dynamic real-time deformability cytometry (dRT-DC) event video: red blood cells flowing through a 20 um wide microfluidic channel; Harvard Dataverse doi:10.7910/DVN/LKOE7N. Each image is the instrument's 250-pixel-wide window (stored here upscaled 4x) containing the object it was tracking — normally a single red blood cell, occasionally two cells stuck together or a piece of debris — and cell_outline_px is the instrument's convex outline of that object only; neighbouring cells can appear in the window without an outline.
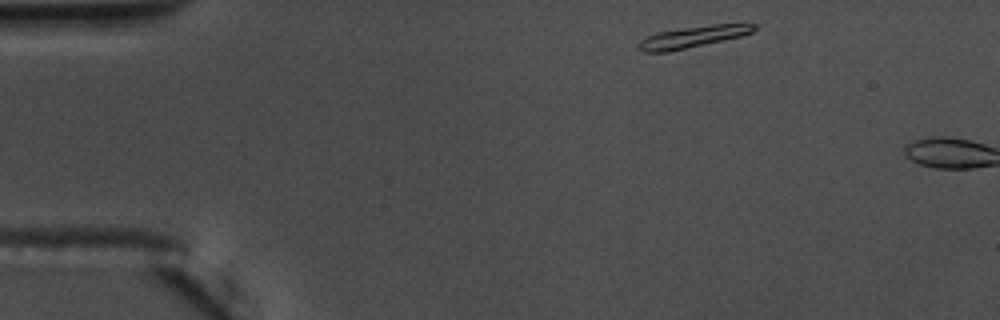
{"species": "common noctule bat (a hibernating species)", "species_latin": "Nyctalus noctula", "temperature_condition": "warm", "stored_images_in_passage": 3, "camera_frame_rate_fps": 3000, "um_per_image_px": 0.085, "animal": {"sex": "male", "body_mass_g": 17.5, "forearm_length_mm": 52.3}, "frame": {"image": 1, "passage_image": 1, "time_ms": 0.0, "image_size_px": [1000, 320], "cell_outline_px": [[756, 28], [752, 32], [740, 36], [668, 52], [644, 52], [636, 44], [640, 40], [656, 32], [712, 24], [756, 24]], "centroid_in_image_um": [58.84, 3.13], "position_along_channel_um": 26.2, "area_um2": 14.16}}